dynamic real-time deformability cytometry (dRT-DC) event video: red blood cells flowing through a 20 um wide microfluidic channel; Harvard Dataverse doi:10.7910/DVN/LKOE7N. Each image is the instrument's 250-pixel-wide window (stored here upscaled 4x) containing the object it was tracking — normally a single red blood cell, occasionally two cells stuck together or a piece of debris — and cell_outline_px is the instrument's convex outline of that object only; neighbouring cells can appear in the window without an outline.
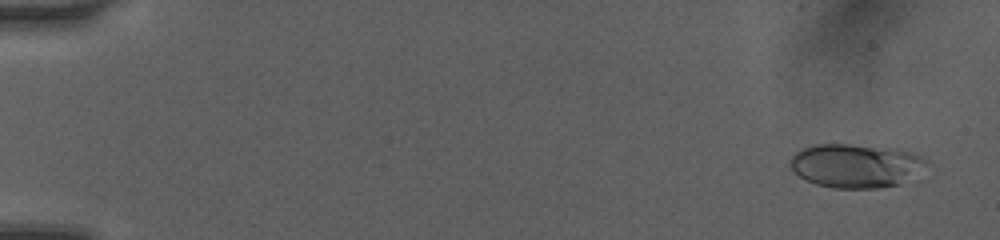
{"species": "human", "species_latin": "Homo sapiens", "temperature_condition": "room temperature", "stored_images_in_passage": 25, "camera_frame_rate_fps": 3000, "um_per_image_px": 0.085, "donor": {"sex": "female"}, "frame": {"image": 1, "passage_image": 3, "time_ms": 0.667, "image_size_px": [1000, 240], "cell_outline_px": [[928, 164], [900, 184], [876, 188], [832, 188], [816, 184], [792, 172], [788, 164], [788, 160], [796, 152], [804, 148], [816, 144], [848, 144], [908, 152], [924, 156], [928, 160]], "centroid_in_image_um": [72.67, 14.09], "position_along_channel_um": 12.3, "area_um2": 34.28}}
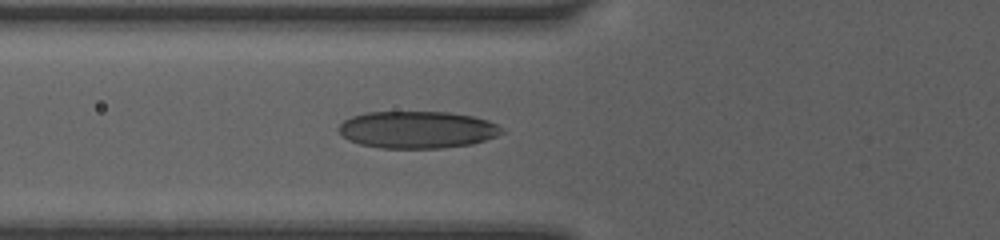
{"frame": {"image": 2, "passage_image": 16, "time_ms": 6.333, "image_size_px": [1000, 240], "cell_outline_px": [[504, 132], [496, 136], [472, 144], [444, 148], [380, 148], [360, 144], [348, 140], [336, 128], [344, 120], [352, 116], [368, 112], [448, 112], [472, 116], [488, 120], [504, 128]], "centroid_in_image_um": [35.47, 11.03], "position_along_channel_um": 90.3, "area_um2": 35.37}}
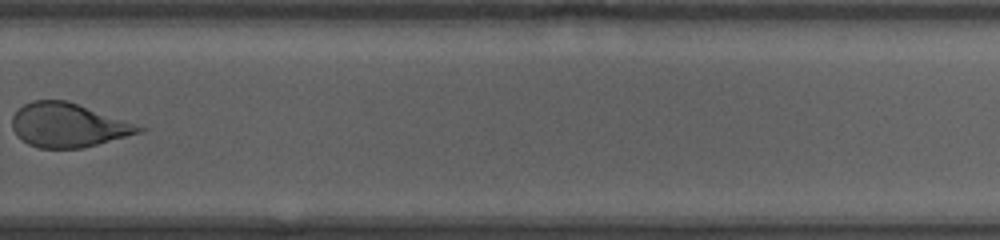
{"frame": {"image": 3, "passage_image": 25, "time_ms": 12.0, "image_size_px": [1000, 240], "cell_outline_px": [[148, 128], [144, 132], [80, 148], [40, 148], [28, 144], [16, 136], [12, 128], [12, 116], [24, 104], [32, 100], [68, 100]], "centroid_in_image_um": [5.79, 10.63], "position_along_channel_um": 324.0, "area_um2": 32.54}}